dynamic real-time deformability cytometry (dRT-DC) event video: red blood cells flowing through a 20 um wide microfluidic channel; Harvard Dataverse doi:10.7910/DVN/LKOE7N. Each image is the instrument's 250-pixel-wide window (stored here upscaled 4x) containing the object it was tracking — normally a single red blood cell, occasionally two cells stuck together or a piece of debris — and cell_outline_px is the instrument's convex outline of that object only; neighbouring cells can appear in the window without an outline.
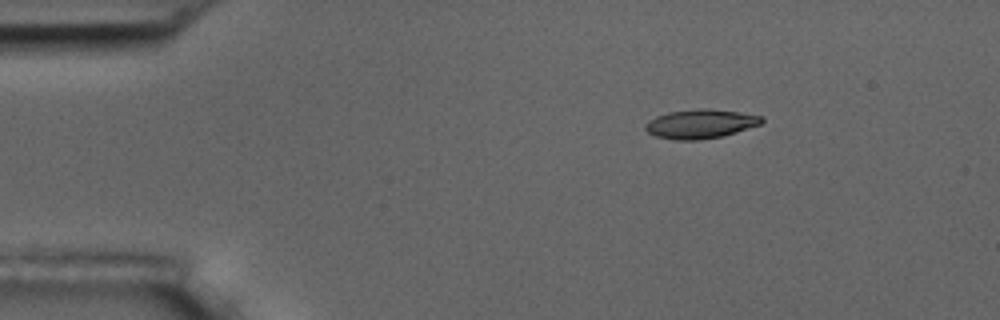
{"species": "common noctule bat (a hibernating species)", "species_latin": "Nyctalus noctula", "temperature_condition": "room temperature", "stored_images_in_passage": 2, "camera_frame_rate_fps": 3000, "um_per_image_px": 0.085, "animal": {"sex": "male", "body_mass_g": 17.5, "forearm_length_mm": 52.3}, "frame": {"image": 1, "passage_image": 1, "time_ms": 0.0, "image_size_px": [1000, 320], "cell_outline_px": [[764, 120], [760, 124], [736, 132], [720, 136], [700, 140], [676, 140], [656, 136], [648, 132], [644, 128], [644, 124], [648, 120], [656, 116], [668, 112], [696, 108], [708, 108], [764, 116]], "centroid_in_image_um": [59.5, 10.52], "position_along_channel_um": 25.5, "area_um2": 19.71}}